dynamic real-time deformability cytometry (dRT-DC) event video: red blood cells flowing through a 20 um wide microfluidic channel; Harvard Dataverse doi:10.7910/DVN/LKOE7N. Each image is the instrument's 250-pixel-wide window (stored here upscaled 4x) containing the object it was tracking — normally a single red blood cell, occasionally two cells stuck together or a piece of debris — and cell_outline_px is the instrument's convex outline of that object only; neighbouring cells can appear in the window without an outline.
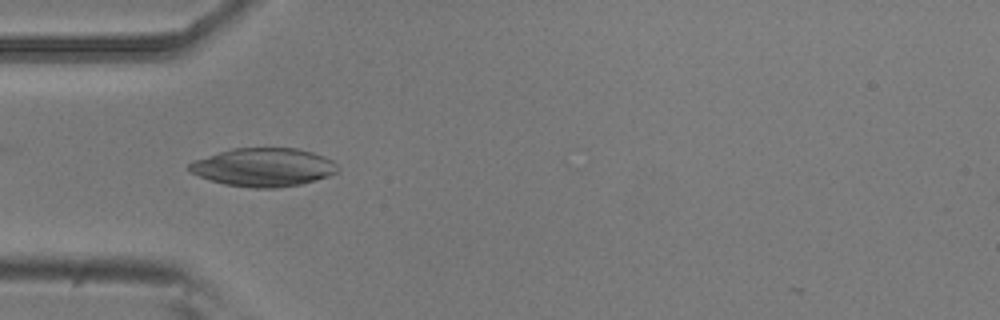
{"species": "common noctule bat (a hibernating species)", "species_latin": "Nyctalus noctula", "temperature_condition": "room temperature", "stored_images_in_passage": 12, "camera_frame_rate_fps": 3000, "um_per_image_px": 0.085, "animal": {"sex": "male", "body_mass_g": 20.5, "forearm_length_mm": 52.5}, "frame": {"image": 1, "passage_image": 2, "time_ms": 0.333, "image_size_px": [1000, 320], "cell_outline_px": [[340, 172], [316, 180], [300, 184], [276, 188], [252, 188], [224, 184], [188, 172], [188, 164], [192, 160], [232, 148], [296, 148], [312, 152], [324, 156], [332, 160], [340, 168]], "centroid_in_image_um": [22.4, 14.21], "position_along_channel_um": 62.6, "area_um2": 33.41}}
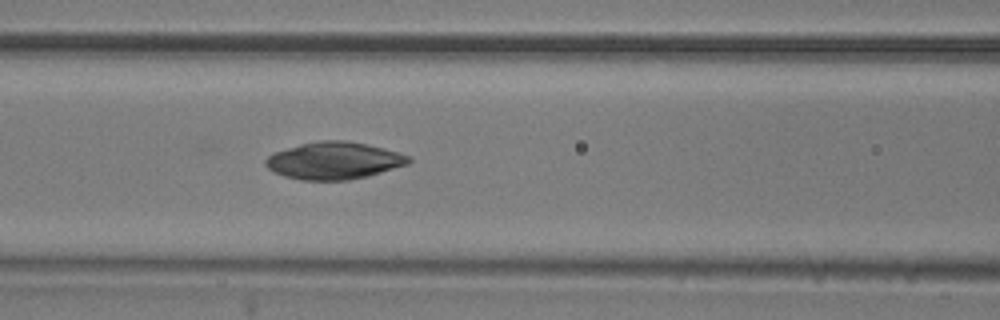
{"frame": {"image": 2, "passage_image": 8, "time_ms": 2.333, "image_size_px": [1000, 320], "cell_outline_px": [[412, 160], [408, 164], [368, 176], [348, 180], [300, 180], [284, 176], [272, 172], [264, 164], [264, 160], [272, 152], [300, 144], [320, 140], [348, 140], [368, 144], [384, 148], [412, 156]], "centroid_in_image_um": [28.38, 13.65], "position_along_channel_um": 138.2, "area_um2": 31.39}}
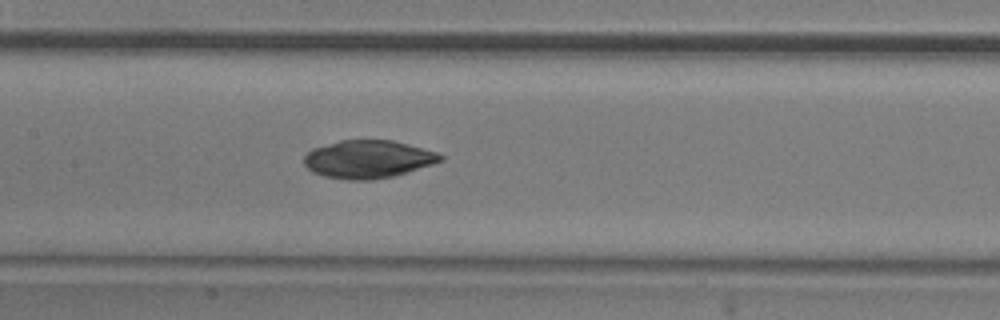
{"frame": {"image": 3, "passage_image": 11, "time_ms": 3.333, "image_size_px": [1000, 320], "cell_outline_px": [[444, 160], [408, 172], [392, 176], [372, 180], [348, 180], [324, 176], [312, 172], [304, 164], [304, 156], [312, 148], [340, 140], [392, 140], [408, 144], [436, 152], [444, 156]], "centroid_in_image_um": [31.27, 13.53], "position_along_channel_um": 176.1, "area_um2": 30.11}}